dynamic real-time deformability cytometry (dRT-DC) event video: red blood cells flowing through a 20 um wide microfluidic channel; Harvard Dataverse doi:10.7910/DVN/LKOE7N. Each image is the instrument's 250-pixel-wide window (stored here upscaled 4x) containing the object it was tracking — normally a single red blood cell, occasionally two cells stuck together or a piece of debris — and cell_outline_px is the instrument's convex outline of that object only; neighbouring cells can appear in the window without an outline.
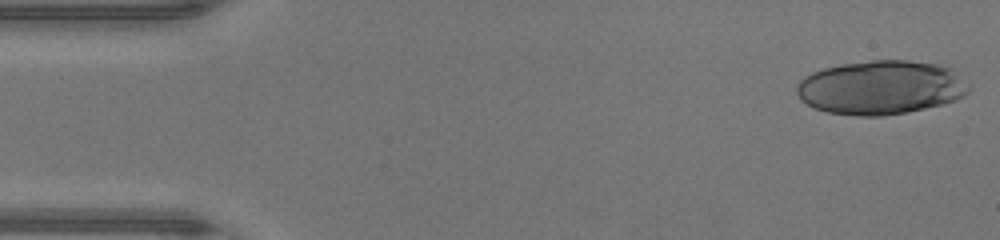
{"species": "human", "species_latin": "Homo sapiens", "temperature_condition": "warm", "stored_images_in_passage": 23, "camera_frame_rate_fps": 3000, "um_per_image_px": 0.085, "donor": {"sex": "male"}, "frame": {"image": 1, "passage_image": 1, "time_ms": 0.0, "image_size_px": [1000, 240], "cell_outline_px": [[972, 88], [964, 96], [956, 100], [944, 104], [908, 112], [880, 116], [860, 116], [828, 112], [816, 108], [800, 100], [796, 92], [796, 84], [804, 76], [812, 72], [824, 68], [840, 64], [872, 60], [908, 60], [936, 64], [952, 68], [972, 84]], "centroid_in_image_um": [74.92, 7.43], "position_along_channel_um": 10.1, "area_um2": 54.74}}
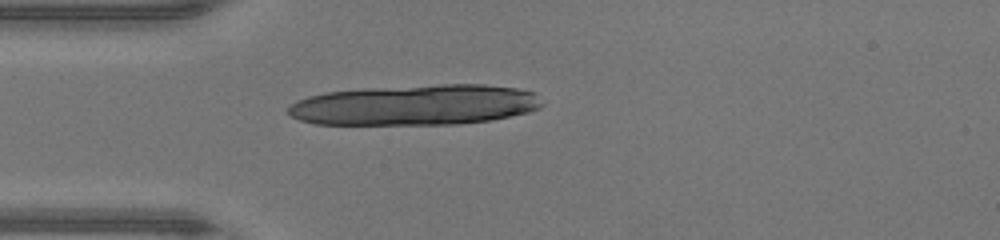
{"frame": {"image": 2, "passage_image": 12, "time_ms": 3.667, "image_size_px": [1000, 240], "cell_outline_px": [[544, 104], [540, 108], [528, 112], [492, 120], [456, 124], [316, 124], [300, 120], [292, 116], [288, 112], [288, 108], [296, 100], [308, 96], [324, 92], [364, 88], [440, 84], [484, 84], [516, 88], [532, 92]], "centroid_in_image_um": [35.29, 8.91], "position_along_channel_um": 49.7, "area_um2": 60.05}}
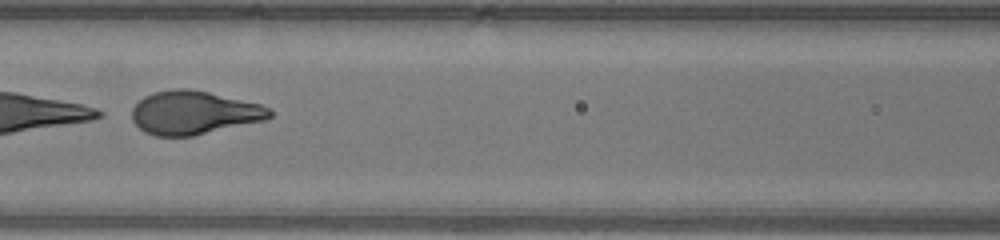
{"frame": {"image": 3, "passage_image": 20, "time_ms": 6.333, "image_size_px": [1000, 240], "cell_outline_px": [[272, 116], [268, 120], [192, 136], [156, 136], [144, 132], [132, 120], [132, 108], [144, 96], [152, 92], [172, 88], [188, 88], [208, 92], [260, 104], [268, 108], [272, 112]], "centroid_in_image_um": [16.48, 9.58], "position_along_channel_um": 150.1, "area_um2": 35.03}}